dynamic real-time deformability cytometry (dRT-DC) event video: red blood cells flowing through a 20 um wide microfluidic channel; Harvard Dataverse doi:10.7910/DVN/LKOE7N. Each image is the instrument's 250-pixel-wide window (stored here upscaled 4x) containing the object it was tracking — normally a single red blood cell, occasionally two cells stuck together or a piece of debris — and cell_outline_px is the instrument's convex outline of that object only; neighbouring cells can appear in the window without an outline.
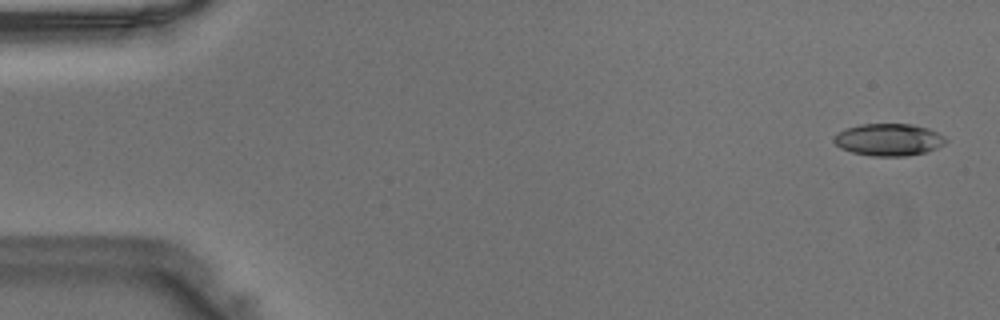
{"species": "Egyptian fruit bat (a non-hibernating species)", "species_latin": "Rousettus aegyptiacus", "temperature_condition": "warm", "stored_images_in_passage": 47, "camera_frame_rate_fps": 3000, "um_per_image_px": 0.085, "animal": {"sex": "male"}, "frame": {"image": 1, "passage_image": 2, "time_ms": 0.333, "image_size_px": [1000, 320], "cell_outline_px": [[948, 140], [944, 144], [928, 152], [908, 156], [872, 156], [852, 152], [840, 148], [832, 140], [836, 132], [860, 124], [912, 124], [928, 128], [944, 136]], "centroid_in_image_um": [75.54, 11.88], "position_along_channel_um": 9.5, "area_um2": 21.1}}
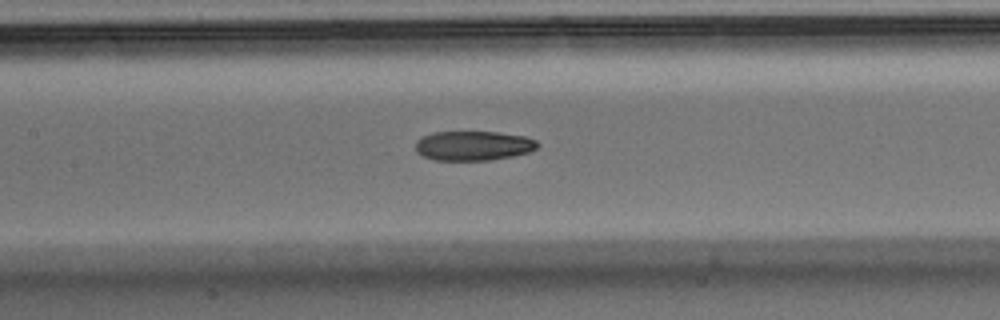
{"frame": {"image": 2, "passage_image": 22, "time_ms": 7.0, "image_size_px": [1000, 320], "cell_outline_px": [[540, 144], [536, 148], [528, 152], [512, 156], [488, 160], [432, 160], [416, 152], [416, 140], [432, 132], [496, 132], [524, 136], [536, 140]], "centroid_in_image_um": [40.22, 12.38], "position_along_channel_um": 167.2, "area_um2": 20.92}}
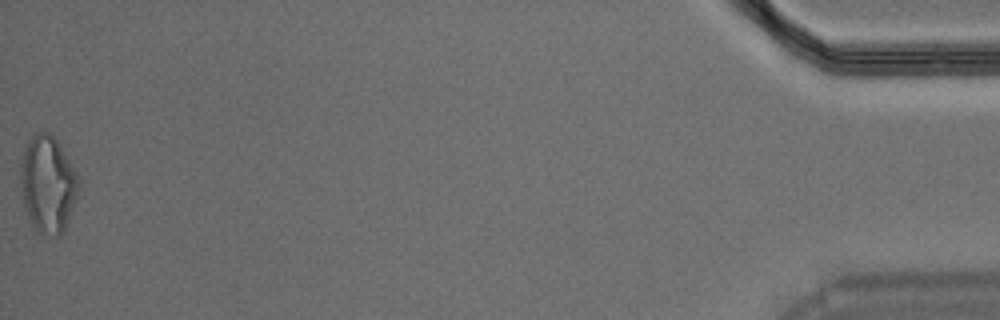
{"frame": {"image": 3, "passage_image": 47, "time_ms": 15.333, "image_size_px": [1000, 320], "cell_outline_px": [[80, 184], [64, 232], [60, 236], [52, 236], [40, 232], [32, 228], [24, 208], [20, 188], [20, 164], [24, 148], [32, 132], [48, 132], [56, 140], [80, 180]], "centroid_in_image_um": [4.02, 15.67], "position_along_channel_um": 431.2, "area_um2": 32.89}}